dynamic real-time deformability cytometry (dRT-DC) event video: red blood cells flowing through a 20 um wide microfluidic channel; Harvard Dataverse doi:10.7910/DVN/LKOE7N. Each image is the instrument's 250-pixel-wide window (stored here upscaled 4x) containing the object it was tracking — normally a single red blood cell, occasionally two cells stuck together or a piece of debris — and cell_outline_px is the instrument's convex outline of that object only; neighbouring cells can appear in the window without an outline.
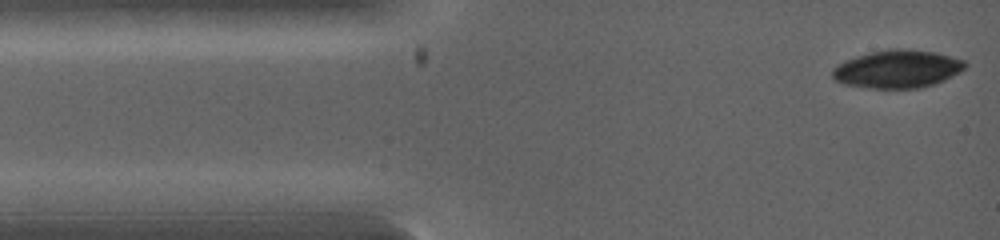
{"species": "common noctule bat (a hibernating species)", "species_latin": "Nyctalus noctula", "temperature_condition": "warm", "stored_images_in_passage": 4, "camera_frame_rate_fps": 5000, "um_per_image_px": 0.085, "animal": {"sex": "female", "body_mass_g": 19.0, "forearm_length_mm": 53.3}, "frame": {"image": 1, "passage_image": 1, "time_ms": 0.0, "image_size_px": [1000, 240], "cell_outline_px": [[968, 64], [960, 72], [944, 80], [920, 88], [872, 88], [844, 84], [836, 80], [832, 76], [832, 68], [836, 64], [844, 60], [856, 56], [888, 48], [908, 48], [936, 52], [952, 56], [964, 60]], "centroid_in_image_um": [76.28, 5.84], "position_along_channel_um": 8.7, "area_um2": 29.54}}